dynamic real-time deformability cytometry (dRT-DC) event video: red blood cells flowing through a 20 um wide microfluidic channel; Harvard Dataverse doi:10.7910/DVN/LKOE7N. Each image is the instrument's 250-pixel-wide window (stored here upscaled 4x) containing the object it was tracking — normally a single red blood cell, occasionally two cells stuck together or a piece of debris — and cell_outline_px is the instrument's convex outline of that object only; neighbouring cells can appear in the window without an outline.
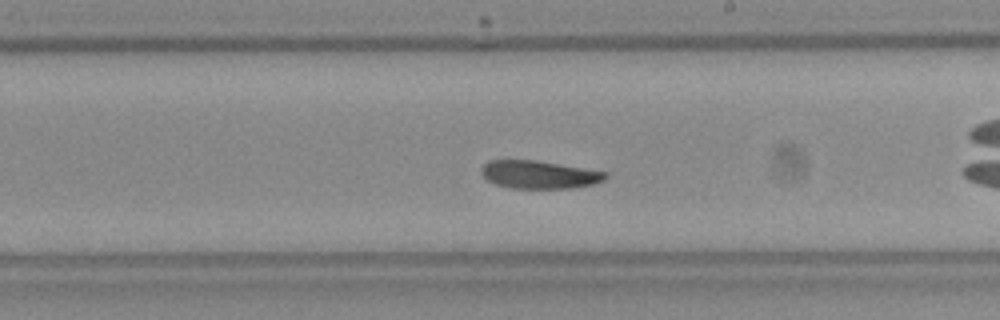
{"species": "Egyptian fruit bat (a non-hibernating species)", "species_latin": "Rousettus aegyptiacus", "temperature_condition": "room temperature", "stored_images_in_passage": 28, "camera_frame_rate_fps": 3000, "um_per_image_px": 0.085, "frame": {"image": 1, "passage_image": 16, "time_ms": 5.0, "image_size_px": [1000, 320], "cell_outline_px": [[608, 176], [604, 180], [592, 184], [572, 188], [512, 188], [496, 184], [488, 180], [480, 172], [480, 168], [488, 160], [536, 160], [608, 172]], "centroid_in_image_um": [45.82, 14.83], "position_along_channel_um": 243.2, "area_um2": 20.17}, "authors_computed_cell_mechanics": {"area_um2": 20.8947, "velocity_mm_per_s": 3.9236, "shape_relaxation_time_tau1_ms": null, "shape_relaxation_time_tau2_ms": 7.7378, "deformation_change_tau1": null, "deformation_change_tau2": 0.1185}}